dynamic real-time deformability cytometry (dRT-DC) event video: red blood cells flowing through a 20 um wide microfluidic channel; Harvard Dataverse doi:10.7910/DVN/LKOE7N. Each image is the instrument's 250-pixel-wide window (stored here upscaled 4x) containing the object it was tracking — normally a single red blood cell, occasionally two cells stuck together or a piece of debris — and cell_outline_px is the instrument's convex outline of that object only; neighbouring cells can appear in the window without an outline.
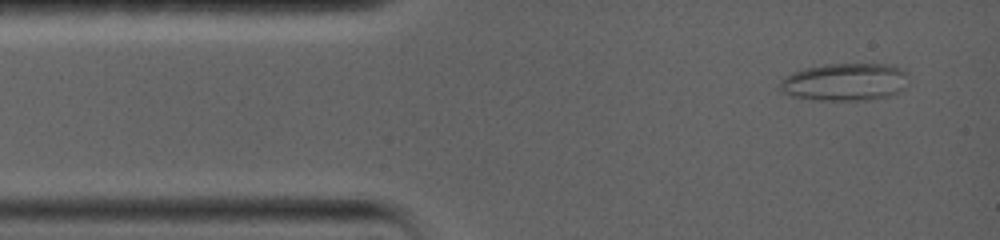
{"species": "common noctule bat (a hibernating species)", "species_latin": "Nyctalus noctula", "temperature_condition": "warm", "stored_images_in_passage": 38, "camera_frame_rate_fps": 5000, "um_per_image_px": 0.085, "animal": {"sex": "female", "body_mass_g": 19.0, "forearm_length_mm": 56.7}, "frame": {"image": 1, "passage_image": 2, "time_ms": 0.6, "image_size_px": [1000, 240], "cell_outline_px": [[904, 88], [888, 96], [864, 100], [820, 100], [792, 96], [784, 92], [780, 88], [780, 80], [784, 76], [792, 72], [804, 68], [824, 64], [892, 64], [900, 68], [904, 72]], "centroid_in_image_um": [71.75, 6.95], "position_along_channel_um": 13.2, "area_um2": 27.86}}
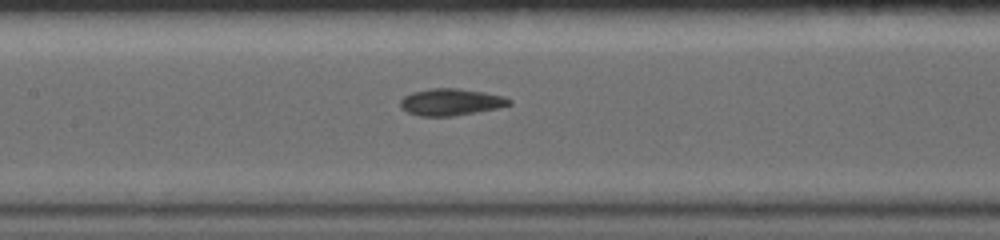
{"frame": {"image": 2, "passage_image": 13, "time_ms": 6.4, "image_size_px": [1000, 240], "cell_outline_px": [[512, 104], [496, 108], [476, 112], [452, 116], [420, 116], [408, 112], [400, 108], [400, 100], [404, 96], [412, 92], [432, 88], [460, 88], [484, 92], [504, 96], [512, 100]], "centroid_in_image_um": [38.32, 8.66], "position_along_channel_um": 169.1, "area_um2": 17.05}}
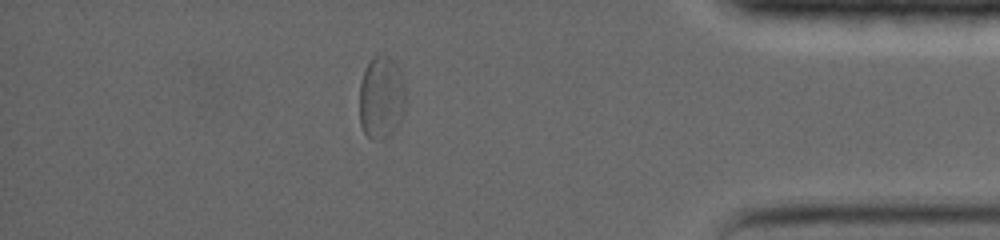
{"frame": {"image": 3, "passage_image": 28, "time_ms": 13.8, "image_size_px": [1000, 240], "cell_outline_px": [[404, 112], [400, 120], [392, 132], [384, 140], [372, 140], [364, 132], [360, 124], [360, 84], [364, 68], [372, 56], [384, 56], [396, 64], [404, 80]], "centroid_in_image_um": [32.39, 8.32], "position_along_channel_um": 402.8, "area_um2": 22.2}, "authors_computed_cell_mechanics": {"area_um2": 20.8947, "velocity_mm_per_s": 3.6071, "shape_relaxation_time_tau1_ms": null, "shape_relaxation_time_tau2_ms": 4.2721, "deformation_change_tau1": null, "deformation_change_tau2": 0.1195}}